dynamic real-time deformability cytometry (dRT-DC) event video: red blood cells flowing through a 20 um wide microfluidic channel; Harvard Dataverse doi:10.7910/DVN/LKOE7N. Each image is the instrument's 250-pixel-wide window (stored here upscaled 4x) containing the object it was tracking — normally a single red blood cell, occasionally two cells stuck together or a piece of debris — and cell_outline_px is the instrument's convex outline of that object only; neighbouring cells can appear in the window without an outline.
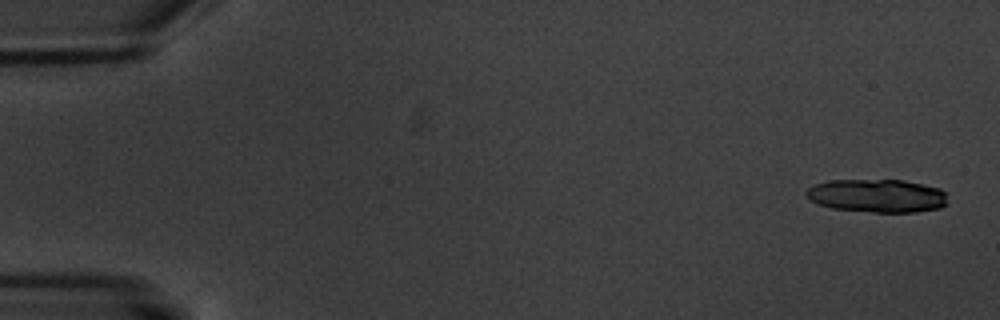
{"species": "common noctule bat (a hibernating species)", "species_latin": "Nyctalus noctula", "temperature_condition": "warm", "stored_images_in_passage": 5, "camera_frame_rate_fps": 3000, "um_per_image_px": 0.085, "animal": {"sex": "male", "body_mass_g": 20.1, "forearm_length_mm": 53.5}, "frame": {"image": 1, "passage_image": 1, "time_ms": 0.0, "image_size_px": [1000, 320], "cell_outline_px": [[948, 204], [940, 208], [916, 212], [872, 212], [832, 208], [820, 204], [812, 200], [804, 192], [808, 188], [816, 184], [828, 180], [904, 180], [940, 188], [944, 192]], "centroid_in_image_um": [74.59, 16.64], "position_along_channel_um": 10.4, "area_um2": 27.34}}
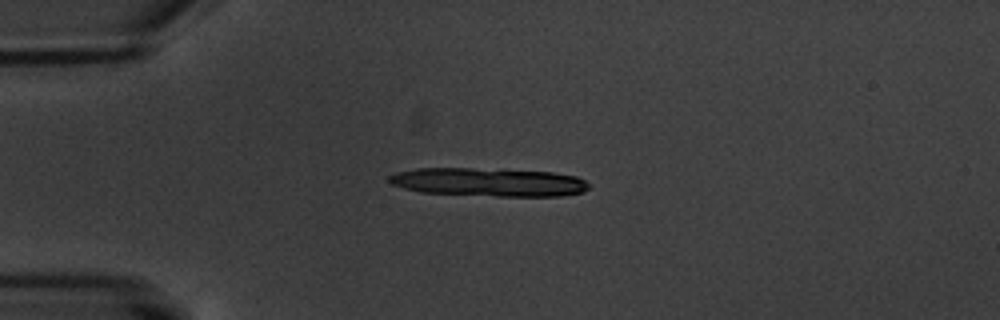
{"frame": {"image": 2, "passage_image": 4, "time_ms": 4.333, "image_size_px": [1000, 320], "cell_outline_px": [[588, 188], [584, 192], [560, 196], [496, 196], [420, 192], [404, 188], [392, 184], [388, 180], [388, 176], [396, 172], [416, 168], [472, 168], [552, 172], [576, 176], [584, 180], [588, 184]], "centroid_in_image_um": [41.51, 15.48], "position_along_channel_um": 43.5, "area_um2": 33.06}}